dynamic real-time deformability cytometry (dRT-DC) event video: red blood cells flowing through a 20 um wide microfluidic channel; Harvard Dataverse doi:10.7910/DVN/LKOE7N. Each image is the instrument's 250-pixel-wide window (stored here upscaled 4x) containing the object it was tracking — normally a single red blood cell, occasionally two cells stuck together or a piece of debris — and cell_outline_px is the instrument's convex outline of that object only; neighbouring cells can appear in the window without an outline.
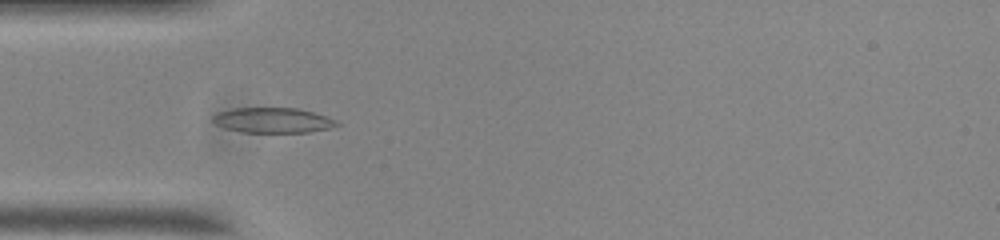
{"species": "common noctule bat (a hibernating species)", "species_latin": "Nyctalus noctula", "temperature_condition": "room temperature", "stored_images_in_passage": 53, "camera_frame_rate_fps": 3000, "um_per_image_px": 0.085, "animal": {"sex": "male", "body_mass_g": 20.0, "forearm_length_mm": 53.3}, "frame": {"image": 1, "passage_image": 15, "time_ms": 4.667, "image_size_px": [1000, 240], "cell_outline_px": [[340, 124], [328, 128], [308, 132], [240, 132], [224, 128], [216, 124], [212, 120], [212, 116], [216, 112], [232, 108], [296, 108], [312, 112], [336, 120]], "centroid_in_image_um": [23.11, 10.22], "position_along_channel_um": 61.9, "area_um2": 18.09}}
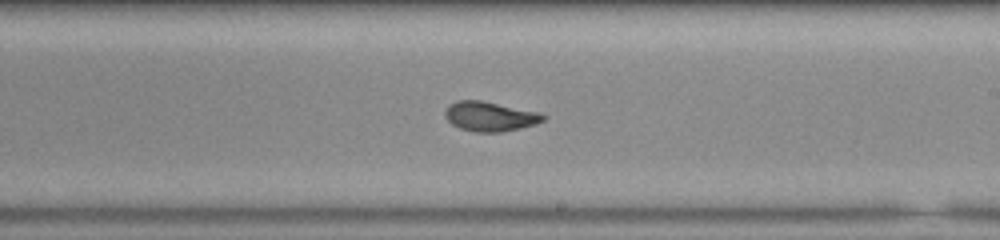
{"frame": {"image": 2, "passage_image": 30, "time_ms": 9.667, "image_size_px": [1000, 240], "cell_outline_px": [[548, 116], [544, 120], [536, 124], [520, 128], [500, 132], [476, 132], [460, 128], [452, 124], [444, 116], [444, 112], [448, 104], [456, 100], [480, 100], [540, 112]], "centroid_in_image_um": [41.64, 9.89], "position_along_channel_um": 247.4, "area_um2": 17.05}}
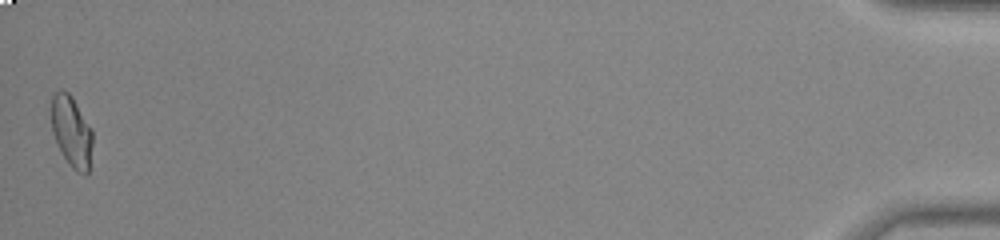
{"frame": {"image": 3, "passage_image": 53, "time_ms": 17.333, "image_size_px": [1000, 240], "cell_outline_px": [[92, 144], [88, 172], [84, 176], [76, 172], [68, 164], [52, 132], [52, 96], [60, 88], [68, 92], [72, 96], [92, 128]], "centroid_in_image_um": [6.1, 11.18], "position_along_channel_um": 429.1, "area_um2": 17.05}, "authors_computed_cell_mechanics": {"area_um2": 17.1088, "velocity_mm_per_s": 3.7185, "shape_relaxation_time_tau1_ms": null, "shape_relaxation_time_tau2_ms": 1.403, "deformation_change_tau1": null, "deformation_change_tau2": 0.0722}}